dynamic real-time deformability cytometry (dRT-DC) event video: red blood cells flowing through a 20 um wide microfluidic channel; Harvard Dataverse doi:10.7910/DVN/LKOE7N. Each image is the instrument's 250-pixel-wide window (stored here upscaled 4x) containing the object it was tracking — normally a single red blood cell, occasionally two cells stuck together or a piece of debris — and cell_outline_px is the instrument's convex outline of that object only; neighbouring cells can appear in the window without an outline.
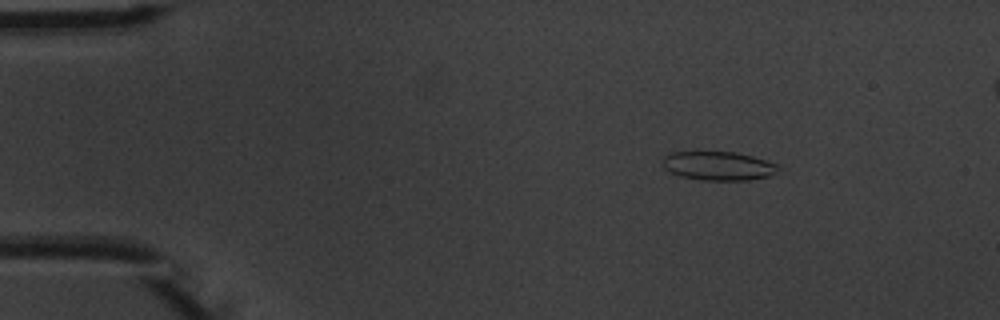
{"species": "common noctule bat (a hibernating species)", "species_latin": "Nyctalus noctula", "temperature_condition": "warm", "stored_images_in_passage": 5, "camera_frame_rate_fps": 3000, "um_per_image_px": 0.085, "animal": {"sex": "male", "body_mass_g": 20.1, "forearm_length_mm": 53.5}, "frame": {"image": 1, "passage_image": 3, "time_ms": 2.333, "image_size_px": [1000, 320], "cell_outline_px": [[780, 164], [776, 172], [768, 176], [748, 180], [704, 180], [680, 176], [664, 168], [660, 160], [664, 156], [672, 152], [736, 152], [752, 156]], "centroid_in_image_um": [61.05, 14.09], "position_along_channel_um": 24.0, "area_um2": 19.42}}